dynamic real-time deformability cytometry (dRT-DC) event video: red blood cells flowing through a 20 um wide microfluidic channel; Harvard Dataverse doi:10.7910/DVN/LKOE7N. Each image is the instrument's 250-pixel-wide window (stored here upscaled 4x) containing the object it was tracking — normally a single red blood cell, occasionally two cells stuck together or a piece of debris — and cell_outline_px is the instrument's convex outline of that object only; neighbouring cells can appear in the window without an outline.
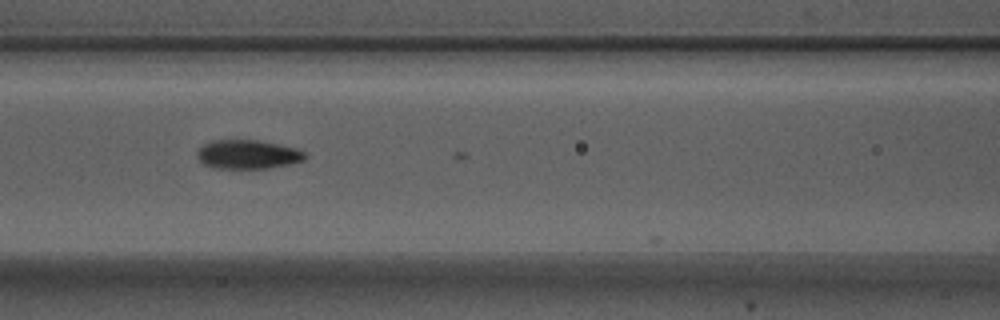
{"species": "Egyptian fruit bat (a non-hibernating species)", "species_latin": "Rousettus aegyptiacus", "temperature_condition": "warm", "stored_images_in_passage": 7, "camera_frame_rate_fps": 3000, "um_per_image_px": 0.085, "animal": {"sex": "male"}, "frame": {"image": 1, "passage_image": 7, "time_ms": 2.0, "image_size_px": [1000, 320], "cell_outline_px": [[308, 156], [304, 160], [288, 164], [268, 168], [216, 168], [204, 164], [200, 160], [196, 152], [204, 144], [212, 140], [256, 140], [296, 148], [304, 152]], "centroid_in_image_um": [21.06, 13.12], "position_along_channel_um": 145.5, "area_um2": 17.98}}